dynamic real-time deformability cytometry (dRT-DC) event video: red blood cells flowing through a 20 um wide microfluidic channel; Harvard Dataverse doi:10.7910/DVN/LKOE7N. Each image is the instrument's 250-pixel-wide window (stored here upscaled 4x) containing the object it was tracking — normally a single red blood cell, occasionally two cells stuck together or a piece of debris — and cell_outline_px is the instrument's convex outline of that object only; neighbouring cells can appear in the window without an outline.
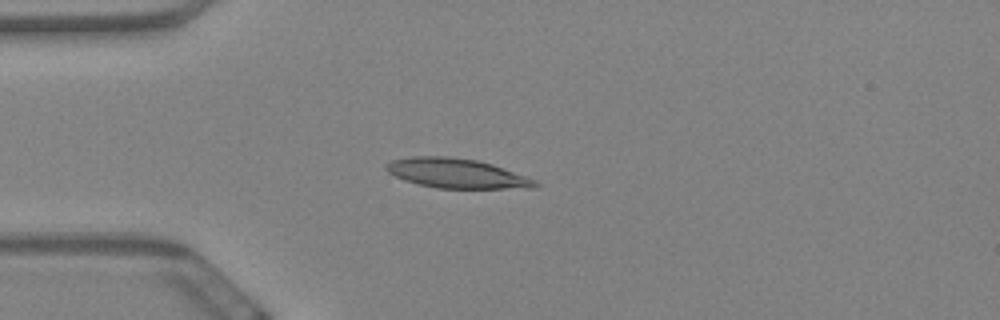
{"species": "Egyptian fruit bat (a non-hibernating species)", "species_latin": "Rousettus aegyptiacus", "temperature_condition": "warm", "stored_images_in_passage": 60, "camera_frame_rate_fps": 3000, "um_per_image_px": 0.085, "animal": {"sex": "female"}, "frame": {"image": 1, "passage_image": 16, "time_ms": 5.0, "image_size_px": [1000, 320], "cell_outline_px": [[540, 184], [536, 188], [436, 188], [404, 180], [388, 172], [384, 168], [384, 164], [392, 160], [412, 156], [448, 156], [480, 160], [492, 164], [536, 180]], "centroid_in_image_um": [38.81, 14.72], "position_along_channel_um": 46.2, "area_um2": 25.72}}
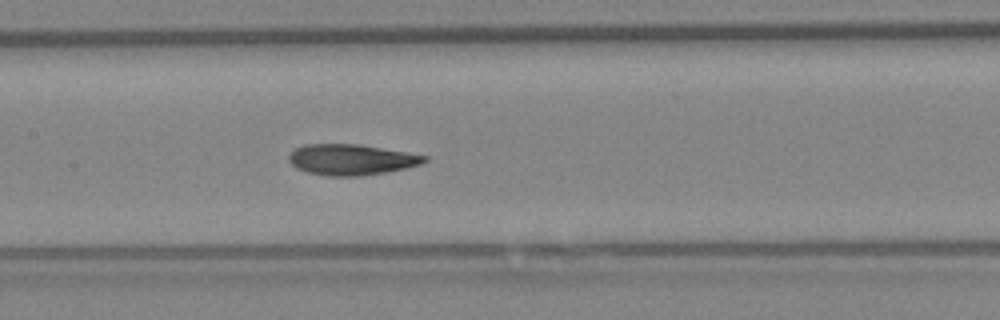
{"frame": {"image": 2, "passage_image": 29, "time_ms": 9.333, "image_size_px": [1000, 320], "cell_outline_px": [[428, 160], [420, 164], [404, 168], [384, 172], [360, 176], [324, 176], [308, 172], [296, 168], [288, 160], [288, 156], [296, 148], [304, 144], [356, 144], [428, 156]], "centroid_in_image_um": [29.81, 13.57], "position_along_channel_um": 177.6, "area_um2": 24.04}}
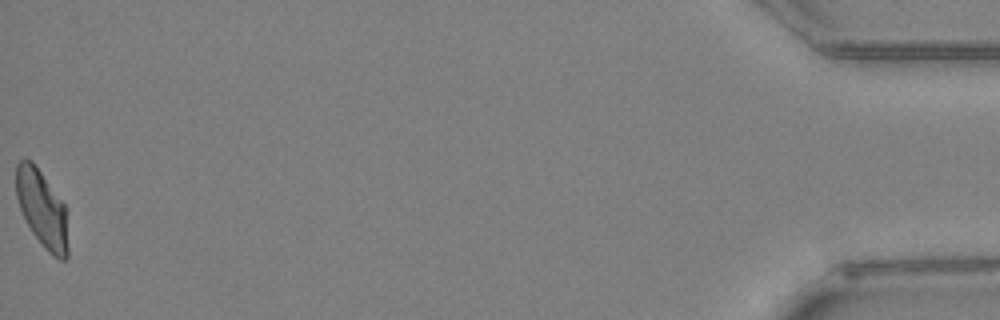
{"frame": {"image": 3, "passage_image": 60, "time_ms": 19.667, "image_size_px": [1000, 320], "cell_outline_px": [[68, 256], [64, 260], [60, 260], [52, 256], [44, 248], [32, 232], [20, 208], [16, 196], [16, 164], [20, 160], [32, 160], [68, 208]], "centroid_in_image_um": [3.62, 17.78], "position_along_channel_um": 431.6, "area_um2": 23.76}, "authors_computed_cell_mechanics": {"area_um2": 24.2182, "velocity_mm_per_s": 3.4333, "shape_relaxation_time_tau1_ms": 9.3291, "shape_relaxation_time_tau2_ms": 2.7802, "deformation_change_tau1": 0.238, "deformation_change_tau2": 0.0955}}